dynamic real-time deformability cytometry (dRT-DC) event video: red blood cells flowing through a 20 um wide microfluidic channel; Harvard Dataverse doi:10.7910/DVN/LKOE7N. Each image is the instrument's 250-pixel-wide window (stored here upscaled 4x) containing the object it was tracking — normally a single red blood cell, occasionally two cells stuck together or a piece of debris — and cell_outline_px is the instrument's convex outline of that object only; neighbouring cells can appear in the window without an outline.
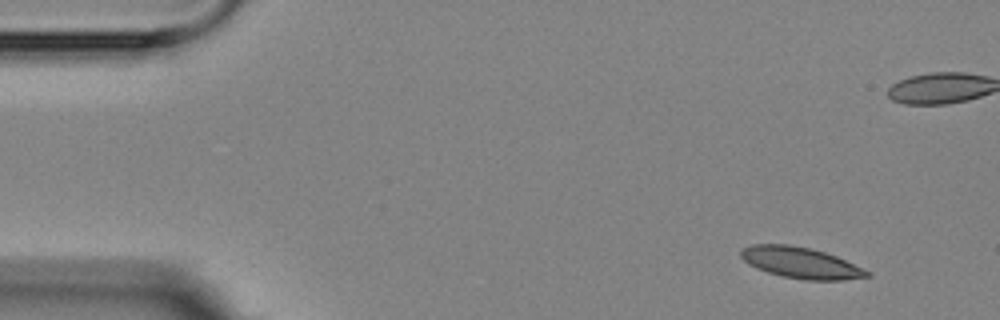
{"species": "Egyptian fruit bat (a non-hibernating species)", "species_latin": "Rousettus aegyptiacus", "temperature_condition": "room temperature", "stored_images_in_passage": 9, "camera_frame_rate_fps": 3000, "um_per_image_px": 0.085, "animal": {"sex": "female"}, "frame": {"image": 1, "passage_image": 1, "time_ms": 0.0, "image_size_px": [1000, 320], "cell_outline_px": [[872, 276], [844, 280], [804, 280], [784, 276], [768, 272], [756, 268], [748, 264], [740, 256], [740, 248], [752, 244], [788, 244], [812, 248], [836, 256], [868, 272]], "centroid_in_image_um": [68.0, 22.32], "position_along_channel_um": 17.0, "area_um2": 22.72}}
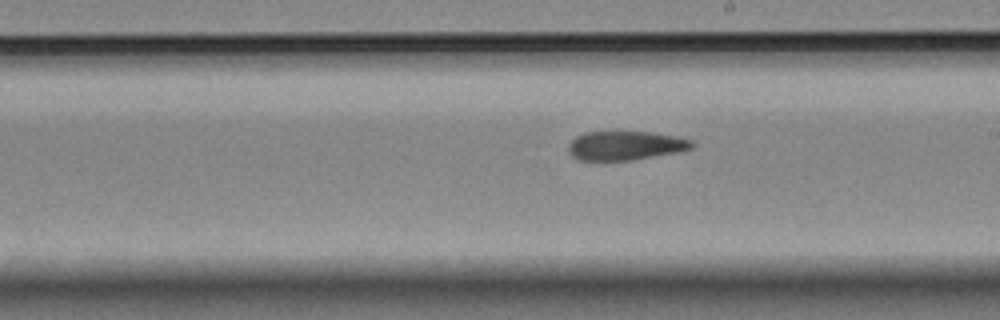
{"frame": {"image": 2, "passage_image": 9, "time_ms": 10.667, "image_size_px": [1000, 320], "cell_outline_px": [[696, 144], [692, 148], [680, 152], [632, 160], [600, 164], [576, 160], [568, 152], [568, 144], [576, 136], [584, 132], [652, 132], [676, 136], [692, 140]], "centroid_in_image_um": [53.1, 12.43], "position_along_channel_um": 235.9, "area_um2": 21.91}}